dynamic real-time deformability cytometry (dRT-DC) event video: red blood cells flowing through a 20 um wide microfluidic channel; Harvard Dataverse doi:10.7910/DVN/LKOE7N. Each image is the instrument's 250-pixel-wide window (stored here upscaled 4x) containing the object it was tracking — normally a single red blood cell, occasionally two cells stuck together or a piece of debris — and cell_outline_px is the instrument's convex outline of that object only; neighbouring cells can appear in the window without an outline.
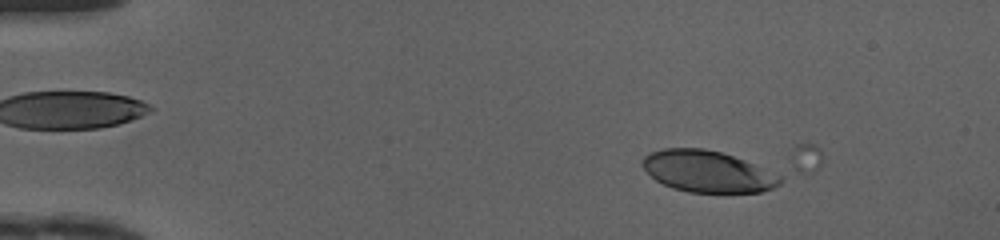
{"species": "human", "species_latin": "Homo sapiens", "temperature_condition": "cold", "stored_images_in_passage": 9, "camera_frame_rate_fps": 3000, "um_per_image_px": 0.085, "donor": {"sex": "female"}, "frame": {"image": 1, "passage_image": 6, "time_ms": 1.667, "image_size_px": [1000, 240], "cell_outline_px": [[784, 180], [780, 184], [772, 188], [760, 192], [688, 192], [672, 188], [656, 180], [640, 164], [644, 156], [648, 152], [664, 148], [704, 148], [720, 152], [744, 160], [780, 176]], "centroid_in_image_um": [60.1, 14.57], "position_along_channel_um": 24.9, "area_um2": 33.06}}